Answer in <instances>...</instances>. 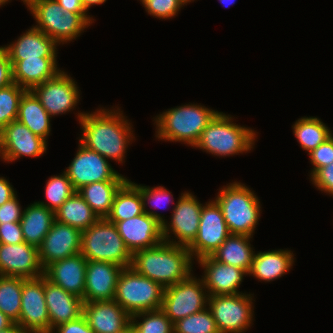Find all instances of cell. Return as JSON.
<instances>
[{"label": "cell", "instance_id": "obj_1", "mask_svg": "<svg viewBox=\"0 0 333 333\" xmlns=\"http://www.w3.org/2000/svg\"><path fill=\"white\" fill-rule=\"evenodd\" d=\"M115 108L100 107L91 113L79 111L77 118L83 131L79 142L107 160L123 163L126 149L135 140V135L132 124L120 108Z\"/></svg>", "mask_w": 333, "mask_h": 333}, {"label": "cell", "instance_id": "obj_2", "mask_svg": "<svg viewBox=\"0 0 333 333\" xmlns=\"http://www.w3.org/2000/svg\"><path fill=\"white\" fill-rule=\"evenodd\" d=\"M193 263L188 247L163 241L135 252L131 267L166 288L186 279L193 272Z\"/></svg>", "mask_w": 333, "mask_h": 333}, {"label": "cell", "instance_id": "obj_3", "mask_svg": "<svg viewBox=\"0 0 333 333\" xmlns=\"http://www.w3.org/2000/svg\"><path fill=\"white\" fill-rule=\"evenodd\" d=\"M218 113L217 110L191 103L165 110L153 118L155 137L194 147L203 130Z\"/></svg>", "mask_w": 333, "mask_h": 333}, {"label": "cell", "instance_id": "obj_4", "mask_svg": "<svg viewBox=\"0 0 333 333\" xmlns=\"http://www.w3.org/2000/svg\"><path fill=\"white\" fill-rule=\"evenodd\" d=\"M231 115L219 112L201 133L193 148L226 157L250 152L257 141V132L233 122Z\"/></svg>", "mask_w": 333, "mask_h": 333}, {"label": "cell", "instance_id": "obj_5", "mask_svg": "<svg viewBox=\"0 0 333 333\" xmlns=\"http://www.w3.org/2000/svg\"><path fill=\"white\" fill-rule=\"evenodd\" d=\"M220 189L214 200L221 207L229 233L253 237L261 215L256 193L237 181Z\"/></svg>", "mask_w": 333, "mask_h": 333}, {"label": "cell", "instance_id": "obj_6", "mask_svg": "<svg viewBox=\"0 0 333 333\" xmlns=\"http://www.w3.org/2000/svg\"><path fill=\"white\" fill-rule=\"evenodd\" d=\"M25 5L35 18L34 27L58 45L76 40L95 21L88 13L64 11L56 0H28Z\"/></svg>", "mask_w": 333, "mask_h": 333}, {"label": "cell", "instance_id": "obj_7", "mask_svg": "<svg viewBox=\"0 0 333 333\" xmlns=\"http://www.w3.org/2000/svg\"><path fill=\"white\" fill-rule=\"evenodd\" d=\"M80 253L87 261H105L123 268L131 267L132 254L126 247L117 227L107 218H99L82 231Z\"/></svg>", "mask_w": 333, "mask_h": 333}, {"label": "cell", "instance_id": "obj_8", "mask_svg": "<svg viewBox=\"0 0 333 333\" xmlns=\"http://www.w3.org/2000/svg\"><path fill=\"white\" fill-rule=\"evenodd\" d=\"M165 288L138 274L132 267L121 271L114 300L130 315L161 309Z\"/></svg>", "mask_w": 333, "mask_h": 333}, {"label": "cell", "instance_id": "obj_9", "mask_svg": "<svg viewBox=\"0 0 333 333\" xmlns=\"http://www.w3.org/2000/svg\"><path fill=\"white\" fill-rule=\"evenodd\" d=\"M253 295L244 292L208 297L207 307L219 333H244L253 325Z\"/></svg>", "mask_w": 333, "mask_h": 333}, {"label": "cell", "instance_id": "obj_10", "mask_svg": "<svg viewBox=\"0 0 333 333\" xmlns=\"http://www.w3.org/2000/svg\"><path fill=\"white\" fill-rule=\"evenodd\" d=\"M190 274L186 279L166 287L162 300L161 310L172 321L175 322L208 306V292L202 278Z\"/></svg>", "mask_w": 333, "mask_h": 333}, {"label": "cell", "instance_id": "obj_11", "mask_svg": "<svg viewBox=\"0 0 333 333\" xmlns=\"http://www.w3.org/2000/svg\"><path fill=\"white\" fill-rule=\"evenodd\" d=\"M203 205L193 193L187 191L181 193L172 208L171 221L162 223L164 241L189 247L197 237ZM172 234L175 237L171 236Z\"/></svg>", "mask_w": 333, "mask_h": 333}, {"label": "cell", "instance_id": "obj_12", "mask_svg": "<svg viewBox=\"0 0 333 333\" xmlns=\"http://www.w3.org/2000/svg\"><path fill=\"white\" fill-rule=\"evenodd\" d=\"M78 144V151L65 170L75 191L94 182L127 180L112 168L109 160L80 142Z\"/></svg>", "mask_w": 333, "mask_h": 333}, {"label": "cell", "instance_id": "obj_13", "mask_svg": "<svg viewBox=\"0 0 333 333\" xmlns=\"http://www.w3.org/2000/svg\"><path fill=\"white\" fill-rule=\"evenodd\" d=\"M77 82L64 70L42 84L34 86L31 91L42 106L53 117L66 114L76 109L80 102ZM75 108V109H74Z\"/></svg>", "mask_w": 333, "mask_h": 333}, {"label": "cell", "instance_id": "obj_14", "mask_svg": "<svg viewBox=\"0 0 333 333\" xmlns=\"http://www.w3.org/2000/svg\"><path fill=\"white\" fill-rule=\"evenodd\" d=\"M230 235L221 207L215 200L203 205L197 237L188 247L192 259L210 256Z\"/></svg>", "mask_w": 333, "mask_h": 333}, {"label": "cell", "instance_id": "obj_15", "mask_svg": "<svg viewBox=\"0 0 333 333\" xmlns=\"http://www.w3.org/2000/svg\"><path fill=\"white\" fill-rule=\"evenodd\" d=\"M20 325L28 333H50V320L44 296V275L24 279L21 294Z\"/></svg>", "mask_w": 333, "mask_h": 333}, {"label": "cell", "instance_id": "obj_16", "mask_svg": "<svg viewBox=\"0 0 333 333\" xmlns=\"http://www.w3.org/2000/svg\"><path fill=\"white\" fill-rule=\"evenodd\" d=\"M47 142L24 124L12 121L0 131V158L11 163L23 156L40 157L47 150Z\"/></svg>", "mask_w": 333, "mask_h": 333}, {"label": "cell", "instance_id": "obj_17", "mask_svg": "<svg viewBox=\"0 0 333 333\" xmlns=\"http://www.w3.org/2000/svg\"><path fill=\"white\" fill-rule=\"evenodd\" d=\"M43 275L37 247L26 242L0 243V276L33 279Z\"/></svg>", "mask_w": 333, "mask_h": 333}, {"label": "cell", "instance_id": "obj_18", "mask_svg": "<svg viewBox=\"0 0 333 333\" xmlns=\"http://www.w3.org/2000/svg\"><path fill=\"white\" fill-rule=\"evenodd\" d=\"M81 235L80 230L55 220L38 248L42 268L80 253Z\"/></svg>", "mask_w": 333, "mask_h": 333}, {"label": "cell", "instance_id": "obj_19", "mask_svg": "<svg viewBox=\"0 0 333 333\" xmlns=\"http://www.w3.org/2000/svg\"><path fill=\"white\" fill-rule=\"evenodd\" d=\"M110 222L116 225L118 233L132 255L164 241L162 223L145 212L125 221Z\"/></svg>", "mask_w": 333, "mask_h": 333}, {"label": "cell", "instance_id": "obj_20", "mask_svg": "<svg viewBox=\"0 0 333 333\" xmlns=\"http://www.w3.org/2000/svg\"><path fill=\"white\" fill-rule=\"evenodd\" d=\"M196 262L204 269L202 281L209 296L240 294L238 289L248 273L238 267L221 263L211 255Z\"/></svg>", "mask_w": 333, "mask_h": 333}, {"label": "cell", "instance_id": "obj_21", "mask_svg": "<svg viewBox=\"0 0 333 333\" xmlns=\"http://www.w3.org/2000/svg\"><path fill=\"white\" fill-rule=\"evenodd\" d=\"M123 267L105 261H88L83 303L114 300L117 281Z\"/></svg>", "mask_w": 333, "mask_h": 333}, {"label": "cell", "instance_id": "obj_22", "mask_svg": "<svg viewBox=\"0 0 333 333\" xmlns=\"http://www.w3.org/2000/svg\"><path fill=\"white\" fill-rule=\"evenodd\" d=\"M83 316L96 333H120L131 325V315L115 300L83 303Z\"/></svg>", "mask_w": 333, "mask_h": 333}, {"label": "cell", "instance_id": "obj_23", "mask_svg": "<svg viewBox=\"0 0 333 333\" xmlns=\"http://www.w3.org/2000/svg\"><path fill=\"white\" fill-rule=\"evenodd\" d=\"M87 259L78 253L57 260L44 269V276L65 291L83 299Z\"/></svg>", "mask_w": 333, "mask_h": 333}, {"label": "cell", "instance_id": "obj_24", "mask_svg": "<svg viewBox=\"0 0 333 333\" xmlns=\"http://www.w3.org/2000/svg\"><path fill=\"white\" fill-rule=\"evenodd\" d=\"M44 296L48 309L51 331L60 324L83 315V300L50 282L44 276Z\"/></svg>", "mask_w": 333, "mask_h": 333}, {"label": "cell", "instance_id": "obj_25", "mask_svg": "<svg viewBox=\"0 0 333 333\" xmlns=\"http://www.w3.org/2000/svg\"><path fill=\"white\" fill-rule=\"evenodd\" d=\"M59 45L34 25L20 35L15 42L2 46L10 61H20L38 57H57Z\"/></svg>", "mask_w": 333, "mask_h": 333}, {"label": "cell", "instance_id": "obj_26", "mask_svg": "<svg viewBox=\"0 0 333 333\" xmlns=\"http://www.w3.org/2000/svg\"><path fill=\"white\" fill-rule=\"evenodd\" d=\"M10 62L13 82L26 90H31L34 86L44 83L61 71L57 67V57L26 58Z\"/></svg>", "mask_w": 333, "mask_h": 333}, {"label": "cell", "instance_id": "obj_27", "mask_svg": "<svg viewBox=\"0 0 333 333\" xmlns=\"http://www.w3.org/2000/svg\"><path fill=\"white\" fill-rule=\"evenodd\" d=\"M295 257L291 250H269L254 253L248 275L259 281L270 282L288 273L294 265Z\"/></svg>", "mask_w": 333, "mask_h": 333}, {"label": "cell", "instance_id": "obj_28", "mask_svg": "<svg viewBox=\"0 0 333 333\" xmlns=\"http://www.w3.org/2000/svg\"><path fill=\"white\" fill-rule=\"evenodd\" d=\"M54 221V211L38 202L31 203L20 220L25 242L39 248Z\"/></svg>", "mask_w": 333, "mask_h": 333}, {"label": "cell", "instance_id": "obj_29", "mask_svg": "<svg viewBox=\"0 0 333 333\" xmlns=\"http://www.w3.org/2000/svg\"><path fill=\"white\" fill-rule=\"evenodd\" d=\"M252 238V236L230 234L211 256L221 263L238 267L249 273L255 253L250 243Z\"/></svg>", "mask_w": 333, "mask_h": 333}, {"label": "cell", "instance_id": "obj_30", "mask_svg": "<svg viewBox=\"0 0 333 333\" xmlns=\"http://www.w3.org/2000/svg\"><path fill=\"white\" fill-rule=\"evenodd\" d=\"M51 118L34 93L26 90L19 102L17 121L47 141L51 132Z\"/></svg>", "mask_w": 333, "mask_h": 333}, {"label": "cell", "instance_id": "obj_31", "mask_svg": "<svg viewBox=\"0 0 333 333\" xmlns=\"http://www.w3.org/2000/svg\"><path fill=\"white\" fill-rule=\"evenodd\" d=\"M99 219L83 197L75 191L56 211L55 220L80 230L88 229Z\"/></svg>", "mask_w": 333, "mask_h": 333}, {"label": "cell", "instance_id": "obj_32", "mask_svg": "<svg viewBox=\"0 0 333 333\" xmlns=\"http://www.w3.org/2000/svg\"><path fill=\"white\" fill-rule=\"evenodd\" d=\"M143 200L139 188L134 182L127 179L116 192L109 221H125L143 214Z\"/></svg>", "mask_w": 333, "mask_h": 333}, {"label": "cell", "instance_id": "obj_33", "mask_svg": "<svg viewBox=\"0 0 333 333\" xmlns=\"http://www.w3.org/2000/svg\"><path fill=\"white\" fill-rule=\"evenodd\" d=\"M124 182H94L80 188L78 193L99 218H106L111 212L114 196Z\"/></svg>", "mask_w": 333, "mask_h": 333}, {"label": "cell", "instance_id": "obj_34", "mask_svg": "<svg viewBox=\"0 0 333 333\" xmlns=\"http://www.w3.org/2000/svg\"><path fill=\"white\" fill-rule=\"evenodd\" d=\"M293 133L300 147L310 153L333 133L318 117H301L292 126Z\"/></svg>", "mask_w": 333, "mask_h": 333}, {"label": "cell", "instance_id": "obj_35", "mask_svg": "<svg viewBox=\"0 0 333 333\" xmlns=\"http://www.w3.org/2000/svg\"><path fill=\"white\" fill-rule=\"evenodd\" d=\"M23 278L0 276V311L19 322Z\"/></svg>", "mask_w": 333, "mask_h": 333}, {"label": "cell", "instance_id": "obj_36", "mask_svg": "<svg viewBox=\"0 0 333 333\" xmlns=\"http://www.w3.org/2000/svg\"><path fill=\"white\" fill-rule=\"evenodd\" d=\"M131 326L135 333H174L172 321L161 309L131 315Z\"/></svg>", "mask_w": 333, "mask_h": 333}, {"label": "cell", "instance_id": "obj_37", "mask_svg": "<svg viewBox=\"0 0 333 333\" xmlns=\"http://www.w3.org/2000/svg\"><path fill=\"white\" fill-rule=\"evenodd\" d=\"M75 192L71 180L65 171L53 175L46 181L45 196L47 202L37 201L52 211H56Z\"/></svg>", "mask_w": 333, "mask_h": 333}, {"label": "cell", "instance_id": "obj_38", "mask_svg": "<svg viewBox=\"0 0 333 333\" xmlns=\"http://www.w3.org/2000/svg\"><path fill=\"white\" fill-rule=\"evenodd\" d=\"M25 91L15 82L0 88V131L17 120L19 102Z\"/></svg>", "mask_w": 333, "mask_h": 333}, {"label": "cell", "instance_id": "obj_39", "mask_svg": "<svg viewBox=\"0 0 333 333\" xmlns=\"http://www.w3.org/2000/svg\"><path fill=\"white\" fill-rule=\"evenodd\" d=\"M140 190L142 200H143V211L152 216L153 218L157 219L161 223H164L166 220L162 214H158L157 211L154 209H160L164 206L169 205V202L172 204L173 201V195L172 192H170L167 188H164V186H156V187H149V186H143L141 184L134 183ZM148 204H150L149 208H147ZM154 208V209H153ZM153 209V210H152ZM164 209V208H162Z\"/></svg>", "mask_w": 333, "mask_h": 333}, {"label": "cell", "instance_id": "obj_40", "mask_svg": "<svg viewBox=\"0 0 333 333\" xmlns=\"http://www.w3.org/2000/svg\"><path fill=\"white\" fill-rule=\"evenodd\" d=\"M174 333H219L208 307L173 324Z\"/></svg>", "mask_w": 333, "mask_h": 333}, {"label": "cell", "instance_id": "obj_41", "mask_svg": "<svg viewBox=\"0 0 333 333\" xmlns=\"http://www.w3.org/2000/svg\"><path fill=\"white\" fill-rule=\"evenodd\" d=\"M145 11L159 19H172L178 15L184 4L180 0H140Z\"/></svg>", "mask_w": 333, "mask_h": 333}, {"label": "cell", "instance_id": "obj_42", "mask_svg": "<svg viewBox=\"0 0 333 333\" xmlns=\"http://www.w3.org/2000/svg\"><path fill=\"white\" fill-rule=\"evenodd\" d=\"M312 168L309 177L318 169L333 163V134L322 142L316 149L308 153Z\"/></svg>", "mask_w": 333, "mask_h": 333}, {"label": "cell", "instance_id": "obj_43", "mask_svg": "<svg viewBox=\"0 0 333 333\" xmlns=\"http://www.w3.org/2000/svg\"><path fill=\"white\" fill-rule=\"evenodd\" d=\"M310 179L318 190L333 196V163L318 169Z\"/></svg>", "mask_w": 333, "mask_h": 333}, {"label": "cell", "instance_id": "obj_44", "mask_svg": "<svg viewBox=\"0 0 333 333\" xmlns=\"http://www.w3.org/2000/svg\"><path fill=\"white\" fill-rule=\"evenodd\" d=\"M22 215L23 209L19 203L17 194L2 206H0V224L20 222Z\"/></svg>", "mask_w": 333, "mask_h": 333}, {"label": "cell", "instance_id": "obj_45", "mask_svg": "<svg viewBox=\"0 0 333 333\" xmlns=\"http://www.w3.org/2000/svg\"><path fill=\"white\" fill-rule=\"evenodd\" d=\"M25 242L20 222L0 224V243L19 244Z\"/></svg>", "mask_w": 333, "mask_h": 333}, {"label": "cell", "instance_id": "obj_46", "mask_svg": "<svg viewBox=\"0 0 333 333\" xmlns=\"http://www.w3.org/2000/svg\"><path fill=\"white\" fill-rule=\"evenodd\" d=\"M56 329V331H55ZM96 333L89 325L86 318L81 315L78 319L69 321L53 328L50 333Z\"/></svg>", "mask_w": 333, "mask_h": 333}, {"label": "cell", "instance_id": "obj_47", "mask_svg": "<svg viewBox=\"0 0 333 333\" xmlns=\"http://www.w3.org/2000/svg\"><path fill=\"white\" fill-rule=\"evenodd\" d=\"M13 83L12 65L5 49L0 46V88Z\"/></svg>", "mask_w": 333, "mask_h": 333}, {"label": "cell", "instance_id": "obj_48", "mask_svg": "<svg viewBox=\"0 0 333 333\" xmlns=\"http://www.w3.org/2000/svg\"><path fill=\"white\" fill-rule=\"evenodd\" d=\"M17 192L14 190L10 182L5 178L0 176V206L13 198Z\"/></svg>", "mask_w": 333, "mask_h": 333}, {"label": "cell", "instance_id": "obj_49", "mask_svg": "<svg viewBox=\"0 0 333 333\" xmlns=\"http://www.w3.org/2000/svg\"><path fill=\"white\" fill-rule=\"evenodd\" d=\"M64 11L72 13H88L82 0H56Z\"/></svg>", "mask_w": 333, "mask_h": 333}, {"label": "cell", "instance_id": "obj_50", "mask_svg": "<svg viewBox=\"0 0 333 333\" xmlns=\"http://www.w3.org/2000/svg\"><path fill=\"white\" fill-rule=\"evenodd\" d=\"M0 333H28L17 323H13L10 327L1 330Z\"/></svg>", "mask_w": 333, "mask_h": 333}, {"label": "cell", "instance_id": "obj_51", "mask_svg": "<svg viewBox=\"0 0 333 333\" xmlns=\"http://www.w3.org/2000/svg\"><path fill=\"white\" fill-rule=\"evenodd\" d=\"M14 322L0 311V331L10 327Z\"/></svg>", "mask_w": 333, "mask_h": 333}, {"label": "cell", "instance_id": "obj_52", "mask_svg": "<svg viewBox=\"0 0 333 333\" xmlns=\"http://www.w3.org/2000/svg\"><path fill=\"white\" fill-rule=\"evenodd\" d=\"M107 0H82L83 5L88 12L89 8H91L94 5H101L104 4Z\"/></svg>", "mask_w": 333, "mask_h": 333}, {"label": "cell", "instance_id": "obj_53", "mask_svg": "<svg viewBox=\"0 0 333 333\" xmlns=\"http://www.w3.org/2000/svg\"><path fill=\"white\" fill-rule=\"evenodd\" d=\"M224 7L226 6V7H228V6H230V5H232V4H235V1L236 0H218ZM225 7V8H226Z\"/></svg>", "mask_w": 333, "mask_h": 333}, {"label": "cell", "instance_id": "obj_54", "mask_svg": "<svg viewBox=\"0 0 333 333\" xmlns=\"http://www.w3.org/2000/svg\"><path fill=\"white\" fill-rule=\"evenodd\" d=\"M120 333H135V330L133 329V327L130 325L128 328H126L124 331L120 332Z\"/></svg>", "mask_w": 333, "mask_h": 333}, {"label": "cell", "instance_id": "obj_55", "mask_svg": "<svg viewBox=\"0 0 333 333\" xmlns=\"http://www.w3.org/2000/svg\"><path fill=\"white\" fill-rule=\"evenodd\" d=\"M11 0H0V7H2L3 5L5 6V3L10 2Z\"/></svg>", "mask_w": 333, "mask_h": 333}, {"label": "cell", "instance_id": "obj_56", "mask_svg": "<svg viewBox=\"0 0 333 333\" xmlns=\"http://www.w3.org/2000/svg\"><path fill=\"white\" fill-rule=\"evenodd\" d=\"M184 5H187L190 2H194L195 0H180Z\"/></svg>", "mask_w": 333, "mask_h": 333}]
</instances>
